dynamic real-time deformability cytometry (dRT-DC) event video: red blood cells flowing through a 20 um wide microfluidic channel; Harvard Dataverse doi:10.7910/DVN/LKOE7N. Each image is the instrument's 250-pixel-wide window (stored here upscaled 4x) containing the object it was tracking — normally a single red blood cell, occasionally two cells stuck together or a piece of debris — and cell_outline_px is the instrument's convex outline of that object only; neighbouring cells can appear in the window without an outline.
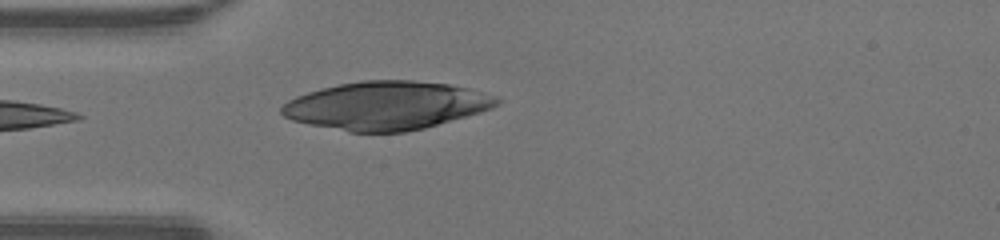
{"species": "human", "species_latin": "Homo sapiens", "temperature_condition": "warm", "stored_images_in_passage": 22, "camera_frame_rate_fps": 3000, "um_per_image_px": 0.085, "donor": {"sex": "male"}, "frame": {"image": 1, "passage_image": 1, "time_ms": 0.0, "image_size_px": [1000, 240], "cell_outline_px": [[504, 100], [500, 104], [492, 108], [480, 112], [424, 128], [404, 132], [348, 132], [308, 124], [292, 120], [284, 116], [280, 112], [280, 108], [288, 100], [296, 96], [320, 88], [360, 80], [412, 80], [448, 84], [468, 88], [496, 96]], "centroid_in_image_um": [32.83, 8.97], "position_along_channel_um": 52.2, "area_um2": 60.57}}
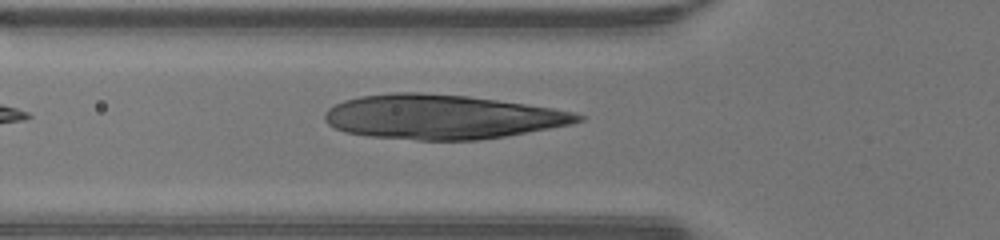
{"frame": {"image": 2, "passage_image": 4, "time_ms": 1.0, "image_size_px": [1000, 240], "cell_outline_px": [[584, 120], [572, 124], [504, 136], [480, 140], [416, 140], [368, 136], [344, 132], [328, 124], [324, 120], [324, 112], [328, 108], [344, 100], [360, 96], [392, 92], [420, 92], [468, 96], [552, 108], [572, 112], [584, 116]], "centroid_in_image_um": [37.5, 9.93], "position_along_channel_um": 88.3, "area_um2": 65.37}}
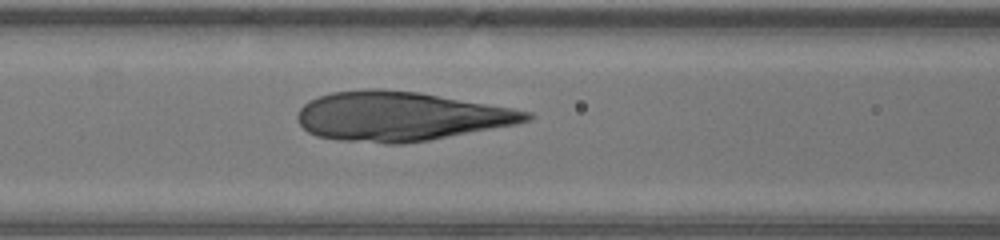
{"frame": {"image": 3, "passage_image": 7, "time_ms": 2.0, "image_size_px": [1000, 240], "cell_outline_px": [[536, 116], [532, 120], [516, 124], [428, 140], [404, 144], [384, 144], [340, 140], [316, 136], [308, 132], [296, 120], [296, 116], [300, 108], [308, 100], [332, 92], [368, 88], [384, 88], [420, 92], [512, 108], [532, 112]], "centroid_in_image_um": [34.02, 9.88], "position_along_channel_um": 132.6, "area_um2": 66.07}}